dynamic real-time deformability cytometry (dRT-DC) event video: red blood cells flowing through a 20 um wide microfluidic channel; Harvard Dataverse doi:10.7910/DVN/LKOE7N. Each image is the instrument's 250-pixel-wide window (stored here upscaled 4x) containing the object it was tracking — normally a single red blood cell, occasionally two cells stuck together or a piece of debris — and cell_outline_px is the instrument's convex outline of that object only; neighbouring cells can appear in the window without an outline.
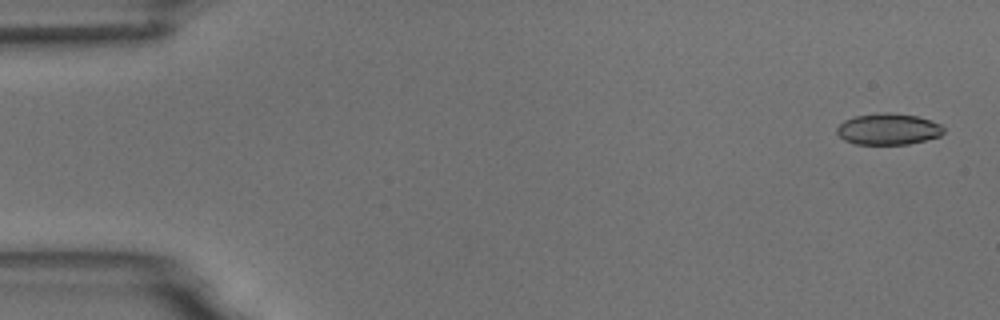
{"species": "common noctule bat (a hibernating species)", "species_latin": "Nyctalus noctula", "temperature_condition": "room temperature", "stored_images_in_passage": 6, "segment_of_instrument_passage": [2, 2], "camera_frame_rate_fps": 3000, "um_per_image_px": 0.085, "animal": {"sex": "male", "body_mass_g": 18.8}, "frame": {"image": 1, "passage_image": 6, "time_ms": 6.333, "image_size_px": [1000, 320], "cell_outline_px": [[944, 132], [940, 136], [908, 144], [856, 144], [844, 140], [836, 132], [836, 128], [844, 120], [856, 116], [884, 112], [888, 112], [916, 116], [940, 124], [944, 128]], "centroid_in_image_um": [75.48, 10.98], "position_along_channel_um": 9.5, "area_um2": 19.31}}